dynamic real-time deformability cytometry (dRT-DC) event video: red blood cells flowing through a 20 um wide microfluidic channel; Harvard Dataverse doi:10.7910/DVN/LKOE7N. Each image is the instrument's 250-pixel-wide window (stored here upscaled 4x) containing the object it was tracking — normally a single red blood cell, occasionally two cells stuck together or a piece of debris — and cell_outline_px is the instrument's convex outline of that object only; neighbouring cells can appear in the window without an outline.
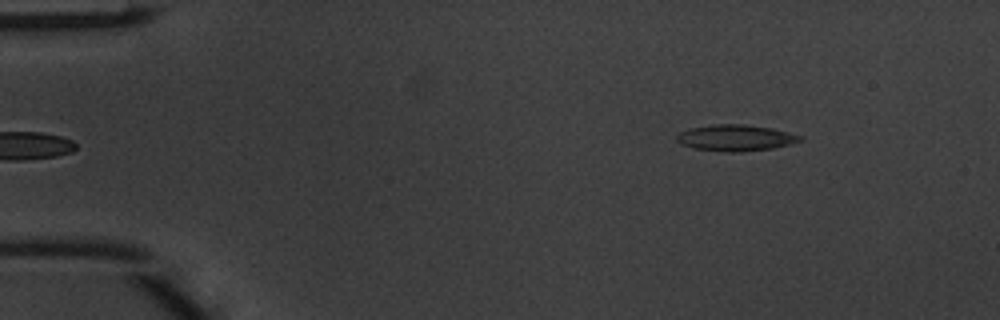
{"species": "common noctule bat (a hibernating species)", "species_latin": "Nyctalus noctula", "temperature_condition": "warm", "stored_images_in_passage": 43, "camera_frame_rate_fps": 3000, "um_per_image_px": 0.085, "animal": {"sex": "male", "body_mass_g": 20.1, "forearm_length_mm": 53.5}, "frame": {"image": 1, "passage_image": 1, "time_ms": 0.0, "image_size_px": [1000, 320], "cell_outline_px": [[804, 140], [772, 148], [740, 152], [724, 152], [692, 148], [680, 144], [676, 140], [676, 136], [680, 132], [688, 128], [712, 124], [744, 124], [772, 128], [804, 136]], "centroid_in_image_um": [62.5, 11.71], "position_along_channel_um": 22.5, "area_um2": 19.07}}
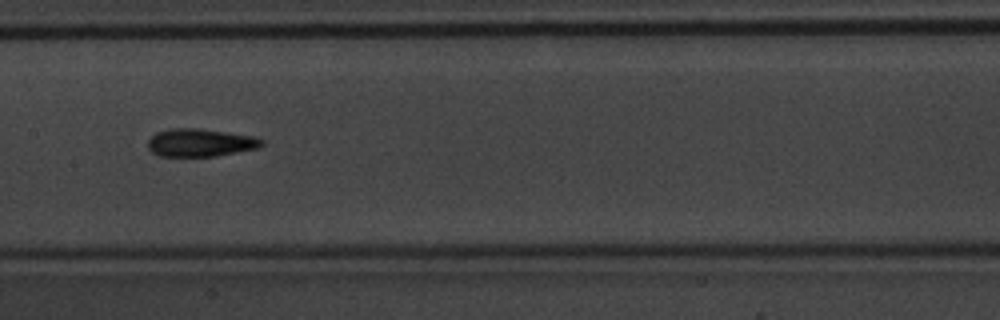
{"frame": {"image": 2, "passage_image": 19, "time_ms": 6.0, "image_size_px": [1000, 320], "cell_outline_px": [[264, 144], [260, 148], [216, 156], [160, 156], [152, 152], [148, 148], [148, 140], [156, 132], [168, 128], [196, 128], [256, 136], [264, 140]], "centroid_in_image_um": [17.05, 12.12], "position_along_channel_um": 190.3, "area_um2": 18.67}}
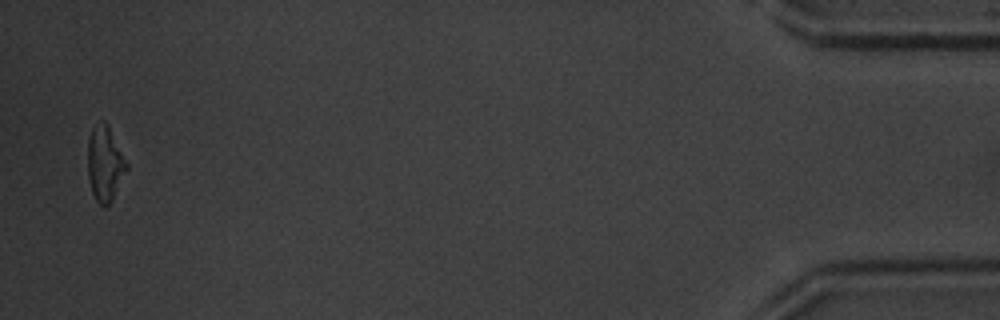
{"frame": {"image": 3, "passage_image": 42, "time_ms": 13.667, "image_size_px": [1000, 320], "cell_outline_px": [[128, 168], [112, 200], [104, 208], [96, 200], [92, 192], [88, 176], [88, 140], [92, 128], [100, 120], [104, 120], [108, 124], [128, 164]], "centroid_in_image_um": [8.92, 13.89], "position_along_channel_um": 426.3, "area_um2": 16.99}, "authors_computed_cell_mechanics": {"area_um2": 18.0914, "velocity_mm_per_s": 4.1713, "shape_relaxation_time_tau1_ms": 3.5041, "shape_relaxation_time_tau2_ms": 4.943, "deformation_change_tau1": 0.1264, "deformation_change_tau2": 0.164}}